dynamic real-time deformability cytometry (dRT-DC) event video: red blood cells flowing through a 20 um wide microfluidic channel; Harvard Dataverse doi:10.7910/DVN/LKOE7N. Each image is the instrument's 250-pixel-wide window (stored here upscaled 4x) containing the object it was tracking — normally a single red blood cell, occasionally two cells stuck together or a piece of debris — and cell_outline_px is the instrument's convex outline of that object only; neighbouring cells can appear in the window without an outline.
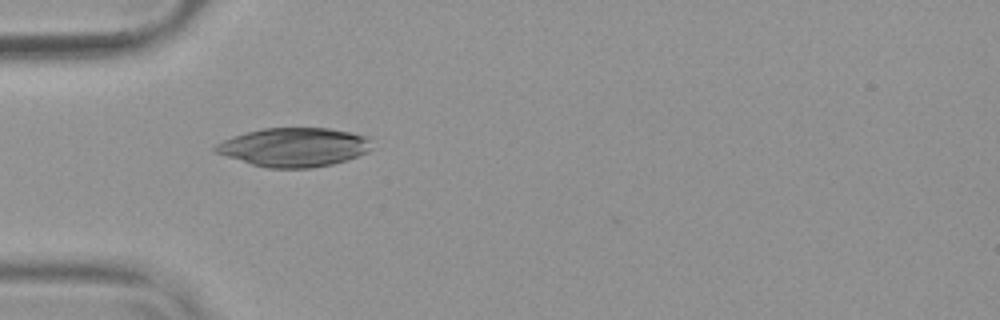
{"species": "common noctule bat (a hibernating species)", "species_latin": "Nyctalus noctula", "temperature_condition": "warm", "stored_images_in_passage": 37, "camera_frame_rate_fps": 3000, "um_per_image_px": 0.085, "animal": {"sex": "female", "body_mass_g": 19.9}, "frame": {"image": 1, "passage_image": 1, "time_ms": 0.0, "image_size_px": [1000, 320], "cell_outline_px": [[376, 148], [368, 152], [332, 164], [312, 168], [268, 168], [252, 164], [216, 152], [212, 148], [216, 144], [232, 136], [264, 128], [328, 128], [352, 132], [368, 136]], "centroid_in_image_um": [25.06, 12.5], "position_along_channel_um": 59.9, "area_um2": 35.43}}
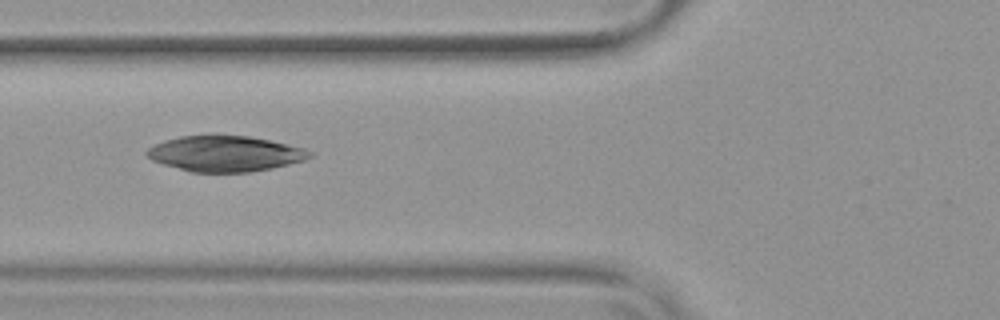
{"frame": {"image": 2, "passage_image": 5, "time_ms": 1.333, "image_size_px": [1000, 320], "cell_outline_px": [[312, 156], [304, 160], [272, 168], [252, 172], [192, 172], [164, 164], [152, 160], [144, 152], [148, 148], [164, 140], [180, 136], [212, 132], [216, 132], [248, 136], [268, 140], [304, 148], [312, 152]], "centroid_in_image_um": [19.1, 13.02], "position_along_channel_um": 106.7, "area_um2": 34.45}}
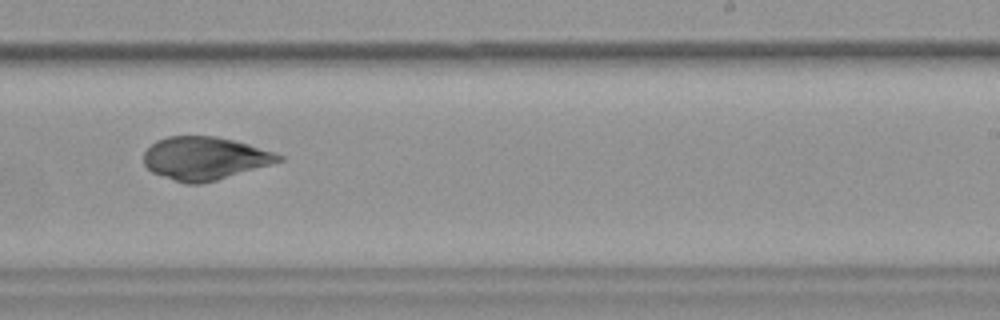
{"frame": {"image": 3, "passage_image": 18, "time_ms": 5.667, "image_size_px": [1000, 320], "cell_outline_px": [[284, 160], [216, 180], [200, 184], [184, 184], [152, 172], [144, 164], [144, 152], [156, 140], [168, 136], [216, 136], [248, 144], [276, 152], [284, 156]], "centroid_in_image_um": [17.4, 13.45], "position_along_channel_um": 271.6, "area_um2": 33.7}}